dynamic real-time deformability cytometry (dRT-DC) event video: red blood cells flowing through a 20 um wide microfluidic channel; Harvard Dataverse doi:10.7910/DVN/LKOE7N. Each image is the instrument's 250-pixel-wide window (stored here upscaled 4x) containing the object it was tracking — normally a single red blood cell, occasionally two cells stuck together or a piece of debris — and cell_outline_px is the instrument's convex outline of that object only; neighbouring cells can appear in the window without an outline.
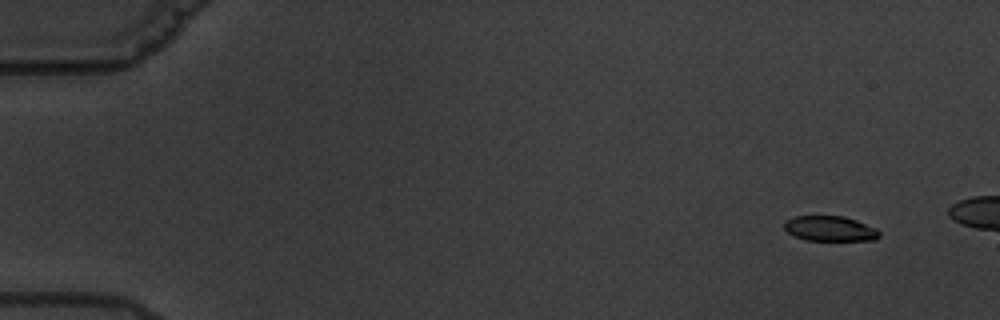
{"species": "common noctule bat (a hibernating species)", "species_latin": "Nyctalus noctula", "temperature_condition": "warm", "stored_images_in_passage": 6, "camera_frame_rate_fps": 3000, "um_per_image_px": 0.085, "animal": {"sex": "male", "body_mass_g": 19.5, "forearm_length_mm": 54.6}, "frame": {"image": 1, "passage_image": 2, "time_ms": 1.0, "image_size_px": [1000, 320], "cell_outline_px": [[880, 236], [876, 240], [804, 240], [792, 236], [784, 228], [784, 220], [796, 216], [844, 216], [856, 220], [876, 228], [880, 232]], "centroid_in_image_um": [70.53, 19.43], "position_along_channel_um": 14.5, "area_um2": 14.05}}